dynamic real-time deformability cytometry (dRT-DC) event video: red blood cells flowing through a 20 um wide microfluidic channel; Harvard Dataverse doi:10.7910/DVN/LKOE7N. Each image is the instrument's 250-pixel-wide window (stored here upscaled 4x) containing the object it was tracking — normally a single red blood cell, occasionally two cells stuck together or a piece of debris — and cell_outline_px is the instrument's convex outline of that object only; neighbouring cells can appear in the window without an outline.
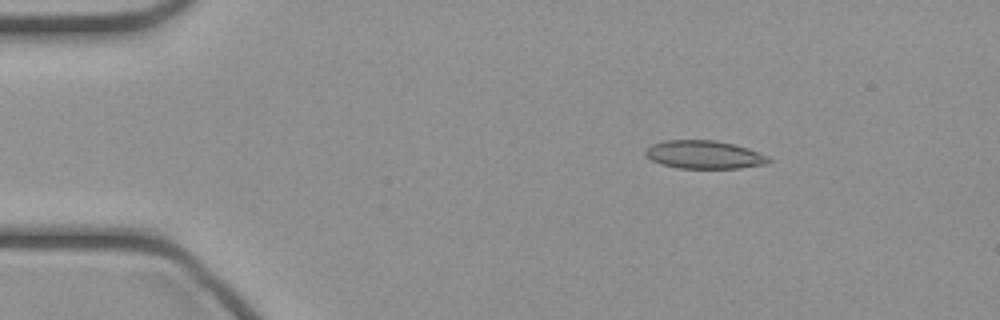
{"species": "common noctule bat (a hibernating species)", "species_latin": "Nyctalus noctula", "temperature_condition": "cold", "stored_images_in_passage": 41, "camera_frame_rate_fps": 3000, "um_per_image_px": 0.085, "animal": {"sex": "female", "body_mass_g": 21.9}, "frame": {"image": 1, "passage_image": 2, "time_ms": 0.333, "image_size_px": [1000, 320], "cell_outline_px": [[772, 160], [768, 164], [740, 168], [680, 168], [664, 164], [652, 160], [644, 156], [644, 148], [652, 144], [664, 140], [716, 140], [748, 148], [768, 156]], "centroid_in_image_um": [59.85, 13.14], "position_along_channel_um": 25.2, "area_um2": 20.29}}
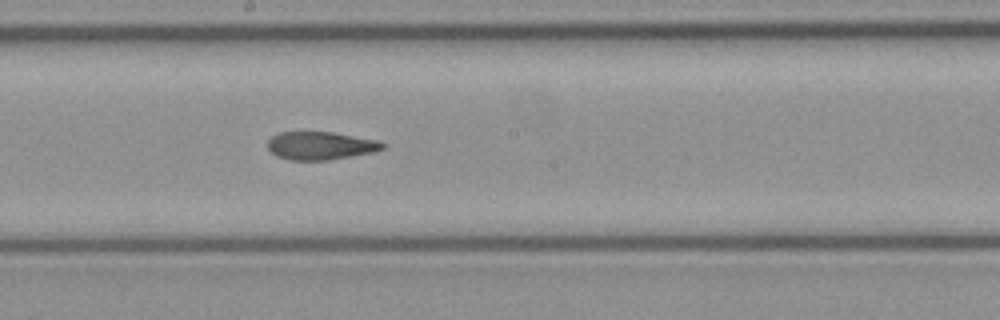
{"frame": {"image": 2, "passage_image": 20, "time_ms": 6.333, "image_size_px": [1000, 320], "cell_outline_px": [[388, 144], [384, 148], [376, 152], [328, 160], [288, 160], [276, 156], [268, 148], [268, 140], [272, 136], [280, 132], [332, 132], [376, 140]], "centroid_in_image_um": [27.26, 12.39], "position_along_channel_um": 220.9, "area_um2": 18.84}}
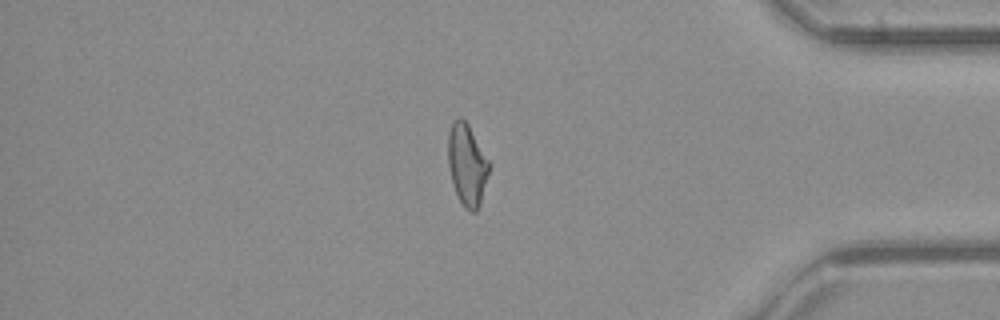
{"frame": {"image": 3, "passage_image": 34, "time_ms": 11.0, "image_size_px": [1000, 320], "cell_outline_px": [[492, 164], [480, 204], [476, 212], [472, 212], [464, 208], [456, 192], [452, 180], [448, 164], [448, 132], [452, 120], [460, 116], [468, 124]], "centroid_in_image_um": [39.72, 13.97], "position_along_channel_um": 395.5, "area_um2": 19.77}}